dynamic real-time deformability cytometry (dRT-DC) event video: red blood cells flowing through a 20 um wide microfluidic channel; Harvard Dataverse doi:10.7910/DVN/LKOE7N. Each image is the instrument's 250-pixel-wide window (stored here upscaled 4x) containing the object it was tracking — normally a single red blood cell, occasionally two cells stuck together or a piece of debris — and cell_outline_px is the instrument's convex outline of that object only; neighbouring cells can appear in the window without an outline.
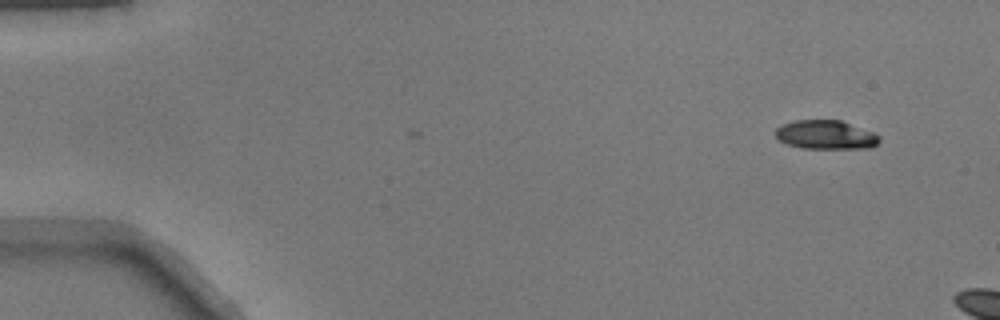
{"species": "common noctule bat (a hibernating species)", "species_latin": "Nyctalus noctula", "temperature_condition": "warm", "stored_images_in_passage": 5, "camera_frame_rate_fps": 3000, "um_per_image_px": 0.085, "animal": {"sex": "male", "body_mass_g": 17.9}, "frame": {"image": 1, "passage_image": 1, "time_ms": 0.0, "image_size_px": [1000, 320], "cell_outline_px": [[880, 140], [872, 148], [804, 148], [788, 144], [780, 140], [776, 136], [776, 128], [780, 124], [796, 120], [840, 120], [876, 132], [880, 136]], "centroid_in_image_um": [70.23, 11.44], "position_along_channel_um": 14.8, "area_um2": 17.57}}